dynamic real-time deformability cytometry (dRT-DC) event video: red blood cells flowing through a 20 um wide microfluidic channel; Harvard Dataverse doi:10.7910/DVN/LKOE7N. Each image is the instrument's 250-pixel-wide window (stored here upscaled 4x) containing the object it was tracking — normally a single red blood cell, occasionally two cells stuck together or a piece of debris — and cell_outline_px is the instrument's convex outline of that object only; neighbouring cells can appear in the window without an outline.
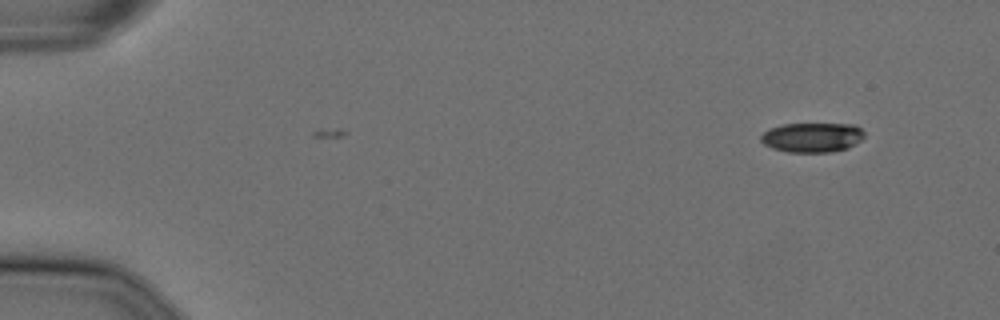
{"species": "Egyptian fruit bat (a non-hibernating species)", "species_latin": "Rousettus aegyptiacus", "temperature_condition": "cold", "stored_images_in_passage": 2, "camera_frame_rate_fps": 3000, "um_per_image_px": 0.085, "animal": {"sex": "female"}, "frame": {"image": 1, "passage_image": 1, "time_ms": 0.0, "image_size_px": [1000, 320], "cell_outline_px": [[864, 136], [860, 140], [848, 148], [828, 152], [788, 152], [772, 148], [764, 144], [760, 140], [760, 136], [768, 128], [780, 124], [856, 124], [864, 132]], "centroid_in_image_um": [69.01, 11.67], "position_along_channel_um": 16.0, "area_um2": 17.92}}